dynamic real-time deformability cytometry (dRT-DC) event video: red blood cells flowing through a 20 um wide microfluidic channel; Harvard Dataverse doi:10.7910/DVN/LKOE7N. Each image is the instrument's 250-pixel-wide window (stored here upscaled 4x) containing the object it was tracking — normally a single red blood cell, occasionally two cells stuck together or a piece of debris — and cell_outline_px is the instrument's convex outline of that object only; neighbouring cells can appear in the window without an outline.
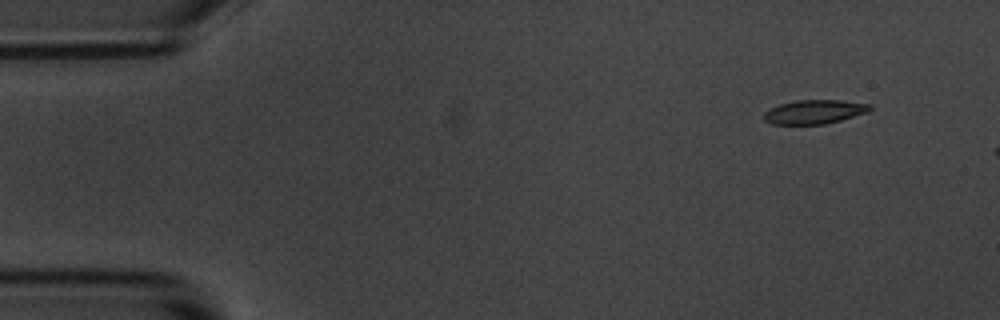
{"species": "common noctule bat (a hibernating species)", "species_latin": "Nyctalus noctula", "temperature_condition": "room temperature", "stored_images_in_passage": 4, "camera_frame_rate_fps": 3000, "um_per_image_px": 0.085, "animal": {"sex": "male", "body_mass_g": 20.1, "forearm_length_mm": 53.5}, "frame": {"image": 1, "passage_image": 2, "time_ms": 1.333, "image_size_px": [1000, 320], "cell_outline_px": [[872, 108], [868, 112], [840, 120], [824, 124], [772, 124], [764, 120], [764, 112], [780, 104], [796, 100], [840, 100], [872, 104]], "centroid_in_image_um": [69.24, 9.5], "position_along_channel_um": 15.8, "area_um2": 14.74}}